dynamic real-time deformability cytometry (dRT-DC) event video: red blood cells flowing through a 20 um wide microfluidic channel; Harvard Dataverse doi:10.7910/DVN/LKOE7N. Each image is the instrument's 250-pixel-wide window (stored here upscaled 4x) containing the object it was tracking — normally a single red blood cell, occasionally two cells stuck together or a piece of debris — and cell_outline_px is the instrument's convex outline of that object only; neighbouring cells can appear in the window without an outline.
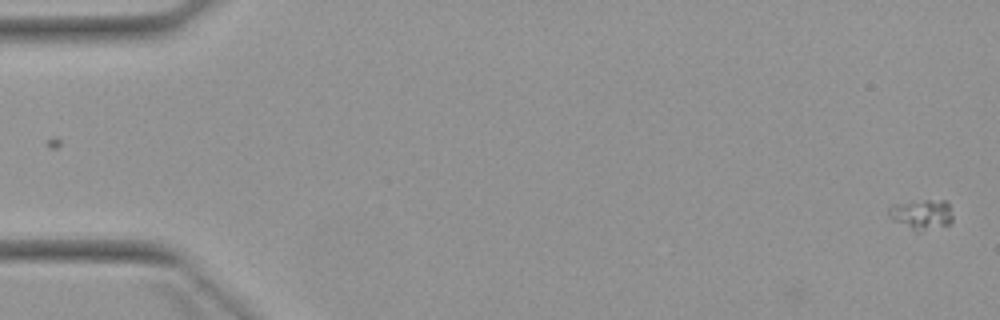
{"species": "Egyptian fruit bat (a non-hibernating species)", "species_latin": "Rousettus aegyptiacus", "temperature_condition": "warm", "stored_images_in_passage": 6, "camera_frame_rate_fps": 3000, "um_per_image_px": 0.085, "animal": {"sex": "female"}, "frame": {"image": 1, "passage_image": 1, "time_ms": 0.0, "image_size_px": [1000, 320], "cell_outline_px": [[952, 220], [948, 224], [924, 228], [912, 228], [892, 220], [888, 216], [888, 208], [892, 204], [924, 200], [944, 200], [948, 204], [952, 216]], "centroid_in_image_um": [78.29, 18.15], "position_along_channel_um": 6.7, "area_um2": 10.58}}
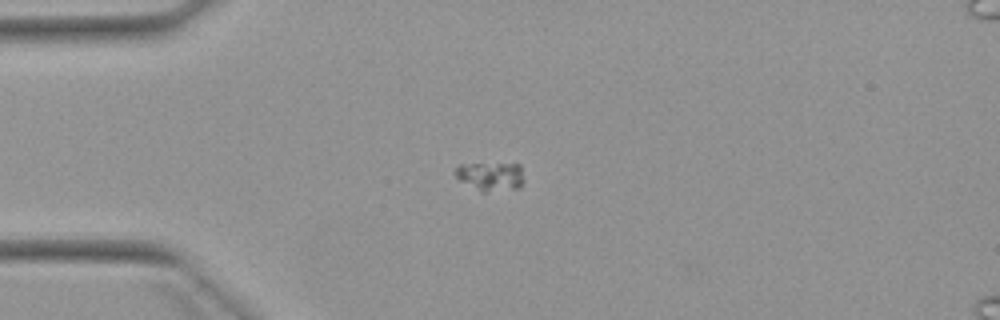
{"frame": {"image": 2, "passage_image": 5, "time_ms": 4.333, "image_size_px": [1000, 320], "cell_outline_px": [[524, 180], [520, 188], [484, 192], [480, 192], [460, 180], [452, 172], [460, 164], [520, 164]], "centroid_in_image_um": [41.7, 15.0], "position_along_channel_um": 43.3, "area_um2": 11.56}}